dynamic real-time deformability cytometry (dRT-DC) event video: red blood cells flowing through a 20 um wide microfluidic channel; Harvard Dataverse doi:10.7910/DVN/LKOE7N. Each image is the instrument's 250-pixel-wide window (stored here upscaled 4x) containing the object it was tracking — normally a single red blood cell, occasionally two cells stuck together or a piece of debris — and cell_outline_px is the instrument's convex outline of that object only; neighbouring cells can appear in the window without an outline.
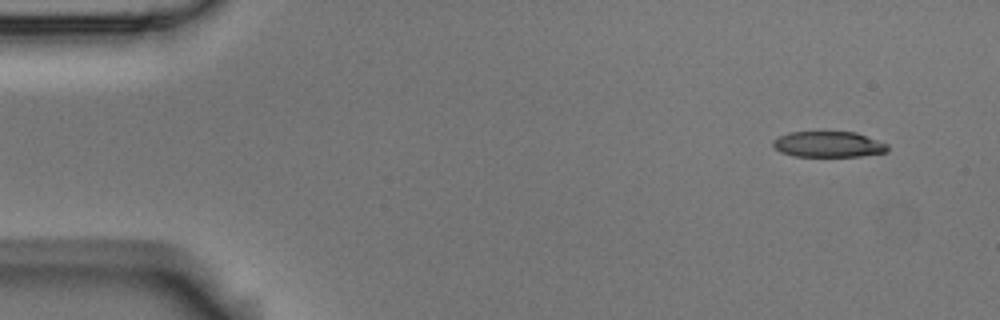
{"species": "Egyptian fruit bat (a non-hibernating species)", "species_latin": "Rousettus aegyptiacus", "temperature_condition": "room temperature", "stored_images_in_passage": 4, "camera_frame_rate_fps": 3000, "um_per_image_px": 0.085, "animal": {"sex": "male"}, "frame": {"image": 1, "passage_image": 1, "time_ms": 0.0, "image_size_px": [1000, 320], "cell_outline_px": [[888, 152], [860, 156], [792, 156], [780, 152], [772, 144], [772, 140], [788, 132], [856, 132], [888, 144]], "centroid_in_image_um": [70.41, 12.27], "position_along_channel_um": 14.6, "area_um2": 17.22}}
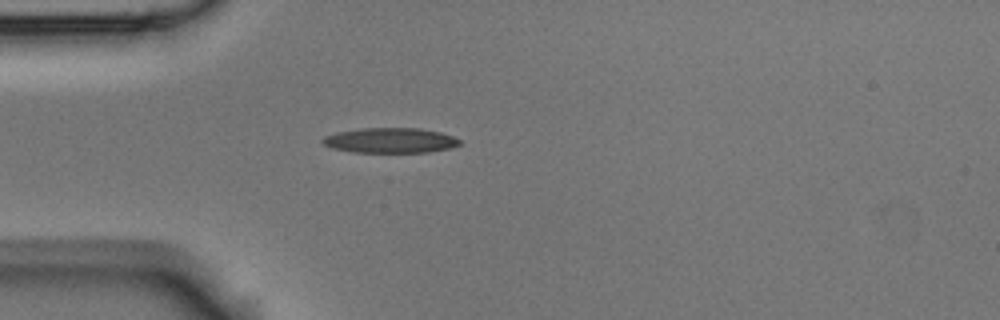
{"frame": {"image": 2, "passage_image": 4, "time_ms": 1.0, "image_size_px": [1000, 320], "cell_outline_px": [[460, 144], [448, 148], [428, 152], [352, 152], [332, 148], [324, 144], [320, 140], [324, 136], [336, 132], [360, 128], [420, 128], [440, 132], [452, 136], [460, 140]], "centroid_in_image_um": [33.13, 11.93], "position_along_channel_um": 51.9, "area_um2": 20.0}}